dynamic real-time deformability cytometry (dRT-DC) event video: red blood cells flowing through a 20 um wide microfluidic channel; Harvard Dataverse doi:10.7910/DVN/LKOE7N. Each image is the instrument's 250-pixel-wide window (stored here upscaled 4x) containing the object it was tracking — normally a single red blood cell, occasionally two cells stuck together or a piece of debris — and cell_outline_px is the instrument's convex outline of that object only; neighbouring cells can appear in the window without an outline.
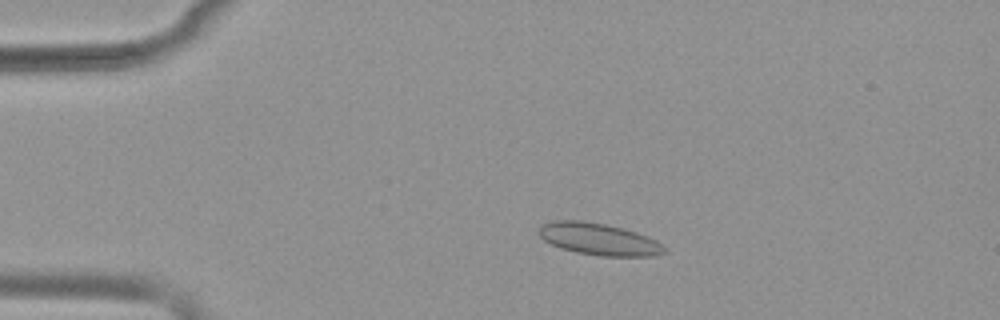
{"species": "common noctule bat (a hibernating species)", "species_latin": "Nyctalus noctula", "temperature_condition": "warm", "stored_images_in_passage": 52, "camera_frame_rate_fps": 3000, "um_per_image_px": 0.085, "animal": {"sex": "female", "body_mass_g": 19.9}, "frame": {"image": 1, "passage_image": 10, "time_ms": 3.0, "image_size_px": [1000, 320], "cell_outline_px": [[668, 248], [664, 252], [652, 256], [600, 256], [576, 252], [560, 248], [544, 240], [540, 236], [540, 228], [544, 224], [552, 220], [580, 220], [604, 224], [636, 232], [648, 236], [656, 240]], "centroid_in_image_um": [50.92, 20.33], "position_along_channel_um": 34.1, "area_um2": 23.18}}
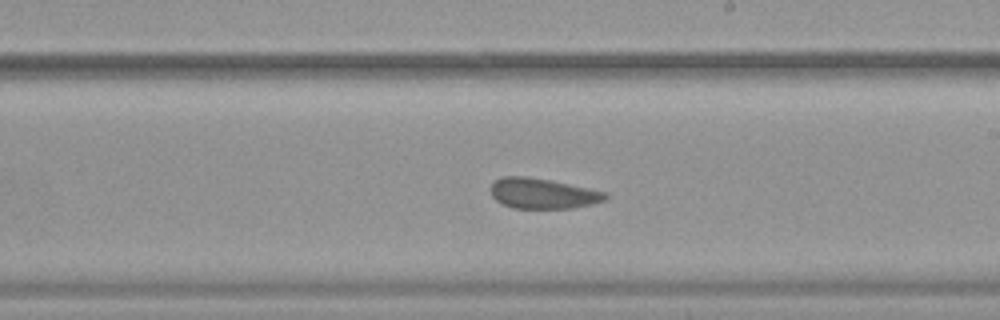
{"frame": {"image": 2, "passage_image": 30, "time_ms": 9.667, "image_size_px": [1000, 320], "cell_outline_px": [[608, 196], [604, 200], [592, 204], [572, 208], [512, 208], [496, 200], [492, 196], [488, 188], [500, 176], [524, 176], [552, 180], [608, 192]], "centroid_in_image_um": [46.12, 16.43], "position_along_channel_um": 242.9, "area_um2": 20.46}}
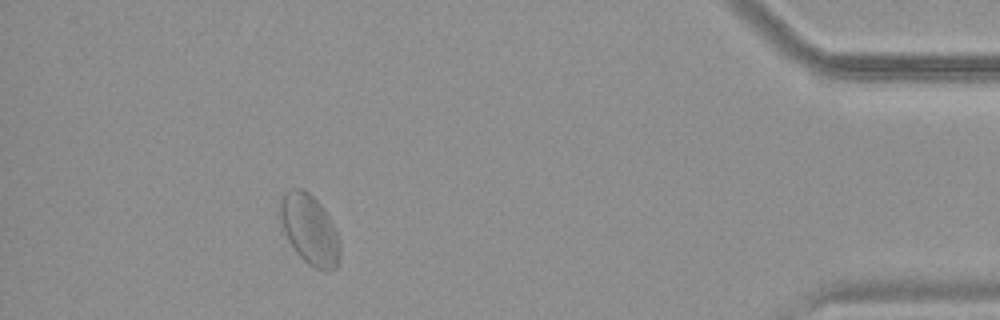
{"frame": {"image": 3, "passage_image": 47, "time_ms": 15.333, "image_size_px": [1000, 320], "cell_outline_px": [[340, 256], [336, 268], [328, 272], [324, 272], [308, 264], [296, 252], [288, 240], [284, 232], [276, 212], [280, 196], [284, 192], [292, 188], [304, 188], [324, 208], [340, 240]], "centroid_in_image_um": [26.27, 19.49], "position_along_channel_um": 408.9, "area_um2": 24.97}}